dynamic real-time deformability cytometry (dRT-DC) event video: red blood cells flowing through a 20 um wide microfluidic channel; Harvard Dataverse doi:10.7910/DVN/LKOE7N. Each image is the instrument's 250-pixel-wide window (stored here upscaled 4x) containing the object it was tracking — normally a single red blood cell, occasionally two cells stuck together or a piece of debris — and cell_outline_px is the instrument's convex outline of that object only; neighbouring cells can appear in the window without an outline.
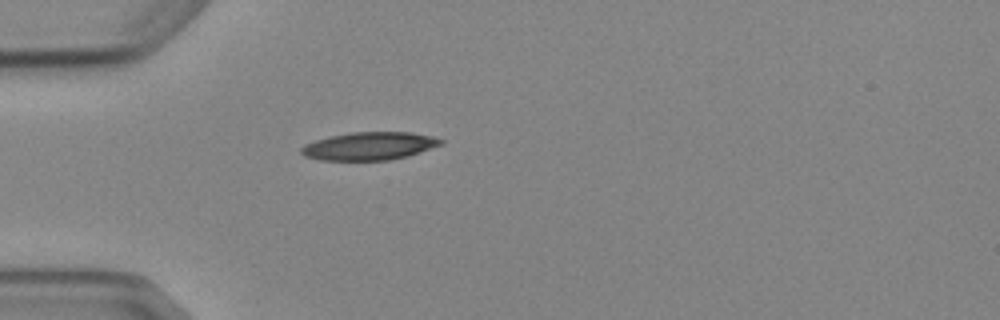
{"species": "Egyptian fruit bat (a non-hibernating species)", "species_latin": "Rousettus aegyptiacus", "temperature_condition": "cold", "stored_images_in_passage": 5, "camera_frame_rate_fps": 3000, "um_per_image_px": 0.085, "animal": {"sex": "female"}, "frame": {"image": 1, "passage_image": 5, "time_ms": 4.667, "image_size_px": [1000, 320], "cell_outline_px": [[444, 144], [408, 156], [388, 160], [320, 160], [304, 156], [300, 152], [300, 148], [304, 144], [328, 136], [352, 132], [412, 132], [432, 136], [444, 140]], "centroid_in_image_um": [31.4, 12.41], "position_along_channel_um": 53.6, "area_um2": 22.89}}